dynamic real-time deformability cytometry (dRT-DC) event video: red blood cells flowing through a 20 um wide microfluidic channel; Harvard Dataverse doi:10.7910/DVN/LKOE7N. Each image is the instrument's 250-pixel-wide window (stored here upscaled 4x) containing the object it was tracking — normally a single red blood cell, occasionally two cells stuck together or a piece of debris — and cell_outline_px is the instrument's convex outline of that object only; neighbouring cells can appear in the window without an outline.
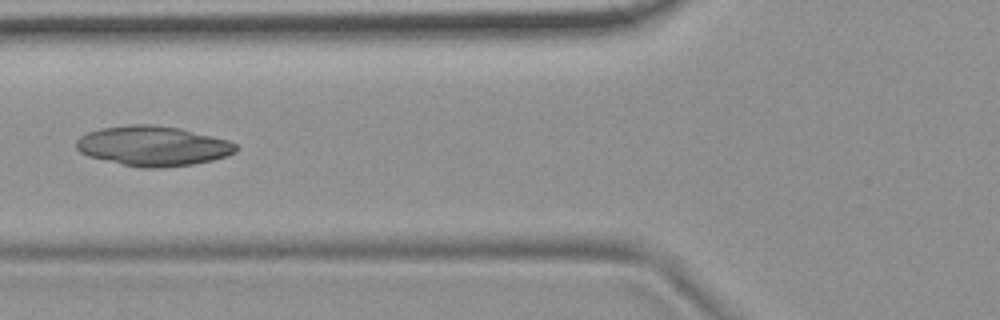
{"species": "common noctule bat (a hibernating species)", "species_latin": "Nyctalus noctula", "temperature_condition": "room temperature", "stored_images_in_passage": 52, "camera_frame_rate_fps": 3000, "um_per_image_px": 0.085, "animal": {"sex": "female", "body_mass_g": 19.9}, "frame": {"image": 1, "passage_image": 19, "time_ms": 6.0, "image_size_px": [1000, 320], "cell_outline_px": [[240, 148], [236, 152], [228, 156], [212, 160], [192, 164], [164, 168], [140, 168], [88, 156], [80, 152], [76, 148], [76, 140], [80, 136], [88, 132], [100, 128], [128, 124], [152, 124], [180, 128], [228, 140], [236, 144]], "centroid_in_image_um": [13.01, 12.4], "position_along_channel_um": 112.8, "area_um2": 37.34}}
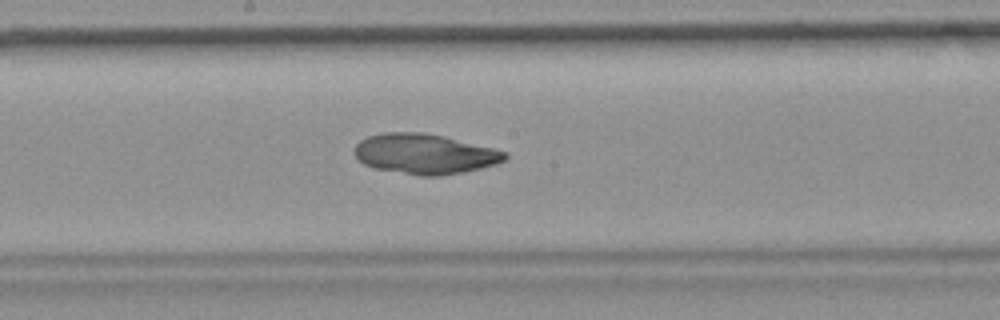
{"frame": {"image": 2, "passage_image": 27, "time_ms": 8.667, "image_size_px": [1000, 320], "cell_outline_px": [[508, 156], [504, 160], [496, 164], [464, 172], [440, 176], [420, 176], [372, 168], [364, 164], [356, 156], [356, 144], [360, 140], [368, 136], [384, 132], [424, 132], [444, 136], [508, 152]], "centroid_in_image_um": [36.1, 13.09], "position_along_channel_um": 212.1, "area_um2": 35.2}}
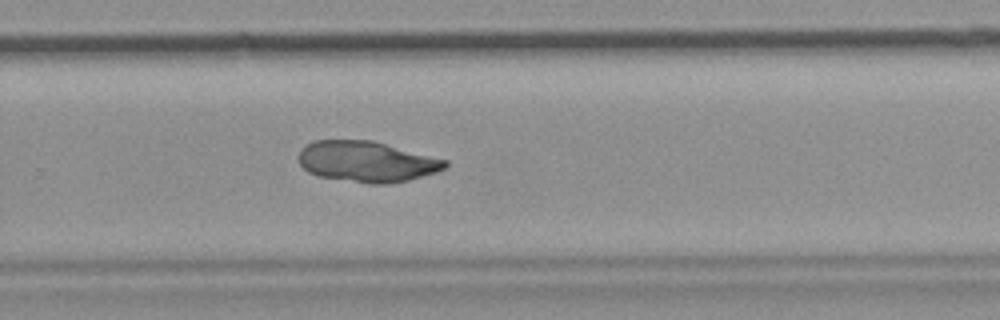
{"frame": {"image": 3, "passage_image": 34, "time_ms": 11.0, "image_size_px": [1000, 320], "cell_outline_px": [[448, 164], [444, 168], [436, 172], [408, 180], [388, 184], [368, 184], [320, 176], [308, 172], [300, 164], [300, 152], [304, 144], [312, 140], [372, 140], [448, 160]], "centroid_in_image_um": [31.17, 13.73], "position_along_channel_um": 298.6, "area_um2": 34.8}}